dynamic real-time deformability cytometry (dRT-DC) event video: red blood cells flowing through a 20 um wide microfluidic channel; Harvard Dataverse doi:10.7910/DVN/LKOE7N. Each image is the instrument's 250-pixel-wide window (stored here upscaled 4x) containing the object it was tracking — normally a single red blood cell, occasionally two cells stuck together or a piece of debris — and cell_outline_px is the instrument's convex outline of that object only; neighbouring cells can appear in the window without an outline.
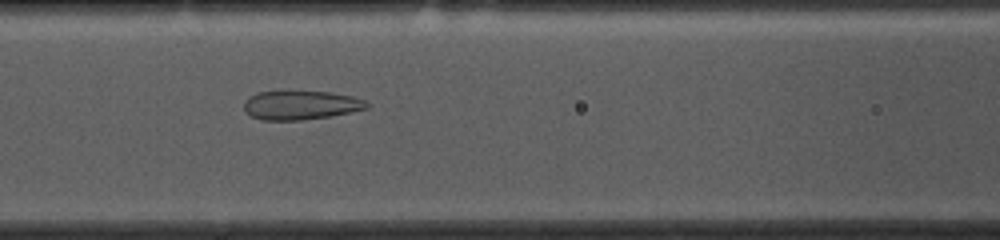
{"species": "common noctule bat (a hibernating species)", "species_latin": "Nyctalus noctula", "temperature_condition": "cold", "stored_images_in_passage": 53, "camera_frame_rate_fps": 3000, "um_per_image_px": 0.085, "animal": {"sex": "female", "body_mass_g": 10.0, "forearm_length_mm": 53.1}, "frame": {"image": 1, "passage_image": 21, "time_ms": 6.667, "image_size_px": [1000, 240], "cell_outline_px": [[368, 108], [352, 112], [332, 116], [300, 120], [264, 120], [252, 116], [244, 112], [244, 100], [248, 96], [260, 92], [280, 88], [332, 92], [352, 96], [364, 100], [368, 104]], "centroid_in_image_um": [25.52, 8.89], "position_along_channel_um": 141.1, "area_um2": 21.68}}
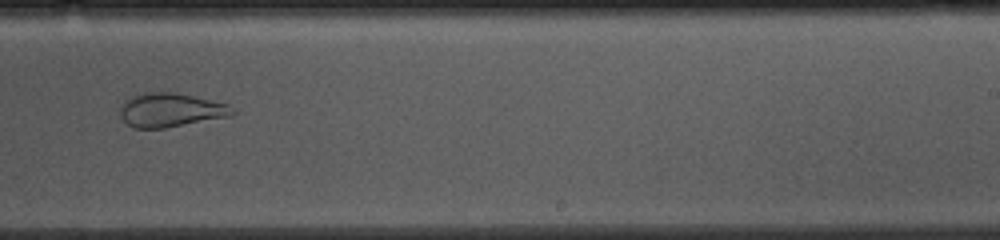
{"frame": {"image": 2, "passage_image": 32, "time_ms": 10.333, "image_size_px": [1000, 240], "cell_outline_px": [[236, 112], [228, 116], [164, 128], [132, 128], [120, 116], [120, 108], [124, 100], [132, 96], [144, 92], [172, 92], [192, 96], [228, 104]], "centroid_in_image_um": [14.45, 9.35], "position_along_channel_um": 274.6, "area_um2": 21.91}}
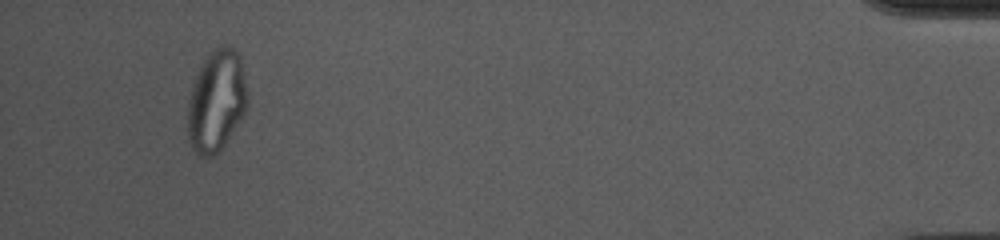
{"frame": {"image": 3, "passage_image": 50, "time_ms": 16.333, "image_size_px": [1000, 240], "cell_outline_px": [[248, 108], [224, 144], [212, 156], [200, 156], [192, 148], [188, 136], [188, 100], [192, 84], [208, 52], [220, 44], [224, 44], [232, 48], [240, 56], [248, 92]], "centroid_in_image_um": [18.41, 8.54], "position_along_channel_um": 416.8, "area_um2": 35.37}, "authors_computed_cell_mechanics": {"area_um2": 29.0156, "velocity_mm_per_s": 3.649, "shape_relaxation_time_tau1_ms": null, "shape_relaxation_time_tau2_ms": 1.3399, "deformation_change_tau1": null, "deformation_change_tau2": 0.0708}}